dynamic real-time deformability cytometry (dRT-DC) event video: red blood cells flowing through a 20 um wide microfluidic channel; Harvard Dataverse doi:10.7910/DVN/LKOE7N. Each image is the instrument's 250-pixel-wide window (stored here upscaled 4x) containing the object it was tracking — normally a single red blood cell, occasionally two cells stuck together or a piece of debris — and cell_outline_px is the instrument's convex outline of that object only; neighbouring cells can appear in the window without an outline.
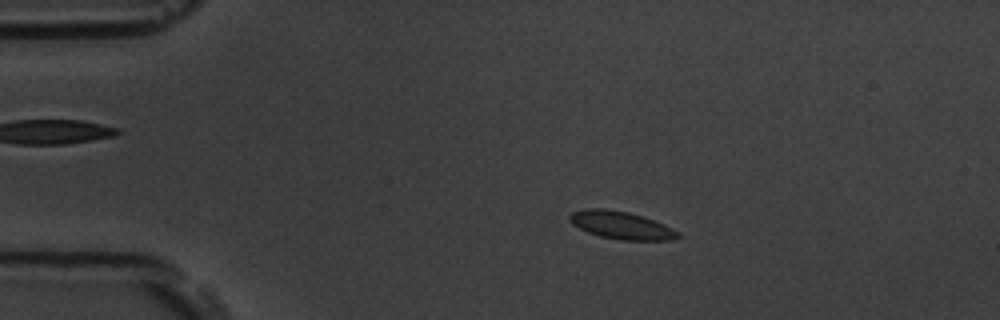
{"species": "common noctule bat (a hibernating species)", "species_latin": "Nyctalus noctula", "temperature_condition": "room temperature", "stored_images_in_passage": 55, "camera_frame_rate_fps": 3000, "um_per_image_px": 0.085, "animal": {"sex": "male", "body_mass_g": 19.5, "forearm_length_mm": 54.6}, "frame": {"image": 1, "passage_image": 11, "time_ms": 3.333, "image_size_px": [1000, 320], "cell_outline_px": [[680, 236], [672, 240], [620, 240], [600, 236], [588, 232], [572, 224], [568, 220], [568, 216], [572, 212], [584, 208], [604, 208], [628, 212], [644, 216], [664, 224], [680, 232]], "centroid_in_image_um": [52.8, 19.13], "position_along_channel_um": 32.2, "area_um2": 17.63}}
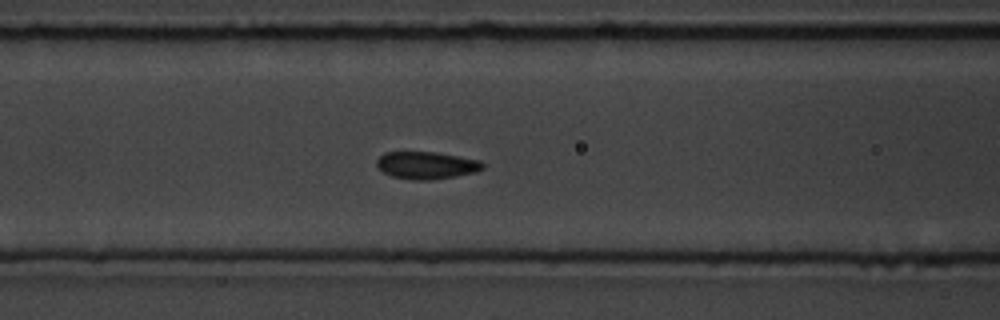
{"frame": {"image": 2, "passage_image": 23, "time_ms": 7.333, "image_size_px": [1000, 320], "cell_outline_px": [[484, 168], [476, 172], [456, 176], [428, 180], [416, 180], [392, 176], [376, 168], [376, 160], [384, 152], [436, 152], [480, 160], [484, 164]], "centroid_in_image_um": [36.24, 14.04], "position_along_channel_um": 130.4, "area_um2": 16.94}}
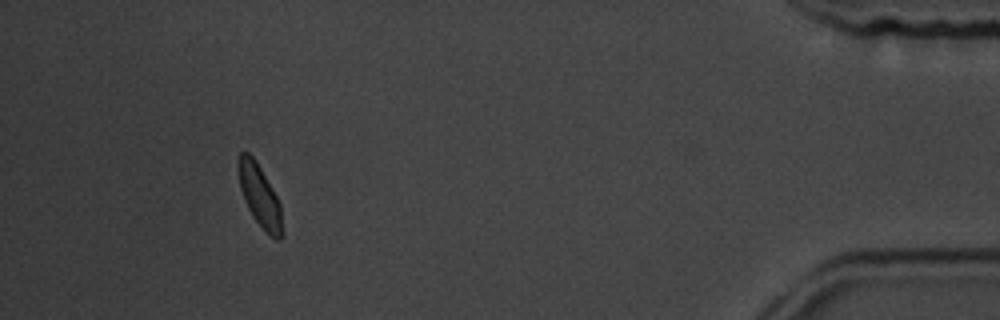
{"frame": {"image": 3, "passage_image": 51, "time_ms": 16.667, "image_size_px": [1000, 320], "cell_outline_px": [[284, 236], [280, 240], [276, 240], [252, 216], [244, 200], [240, 188], [236, 168], [236, 160], [240, 152], [248, 152], [256, 160], [272, 188], [280, 204], [284, 232]], "centroid_in_image_um": [22.05, 16.61], "position_along_channel_um": 413.1, "area_um2": 16.07}, "authors_computed_cell_mechanics": {"area_um2": 16.9354, "velocity_mm_per_s": 3.7153, "shape_relaxation_time_tau1_ms": 7.4264, "shape_relaxation_time_tau2_ms": null, "deformation_change_tau1": 0.1389, "deformation_change_tau2": null}}